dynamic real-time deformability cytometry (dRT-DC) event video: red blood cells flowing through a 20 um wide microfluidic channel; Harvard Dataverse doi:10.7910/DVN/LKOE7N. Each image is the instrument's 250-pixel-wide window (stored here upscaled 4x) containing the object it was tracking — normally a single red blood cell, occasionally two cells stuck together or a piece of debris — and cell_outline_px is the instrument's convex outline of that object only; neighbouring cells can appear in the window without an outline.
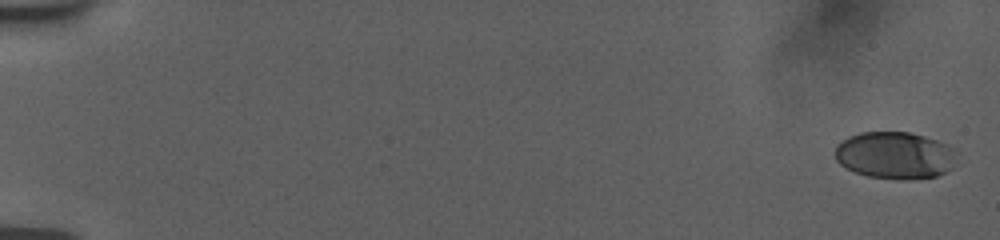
{"species": "human", "species_latin": "Homo sapiens", "temperature_condition": "room temperature", "stored_images_in_passage": 25, "camera_frame_rate_fps": 3000, "um_per_image_px": 0.085, "donor": {"sex": "female"}, "frame": {"image": 1, "passage_image": 1, "time_ms": 0.0, "image_size_px": [1000, 240], "cell_outline_px": [[944, 172], [936, 176], [868, 176], [856, 172], [840, 164], [836, 160], [836, 148], [844, 140], [860, 132], [908, 132], [924, 136], [936, 140], [940, 144]], "centroid_in_image_um": [75.74, 13.14], "position_along_channel_um": 9.3, "area_um2": 29.77}}
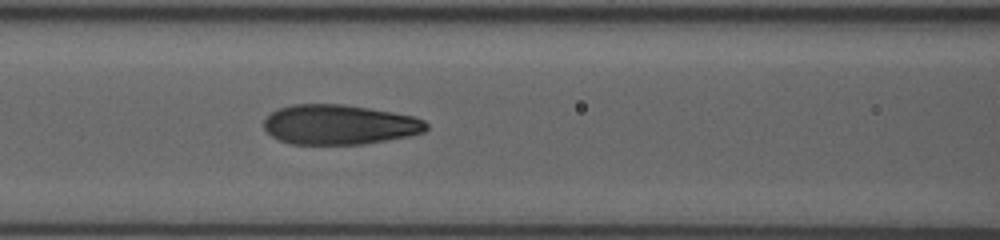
{"frame": {"image": 2, "passage_image": 22, "time_ms": 8.333, "image_size_px": [1000, 240], "cell_outline_px": [[428, 128], [424, 132], [408, 136], [364, 144], [292, 144], [280, 140], [272, 136], [264, 128], [264, 120], [272, 112], [280, 108], [292, 104], [344, 104], [368, 108], [412, 116], [424, 120], [428, 124]], "centroid_in_image_um": [28.84, 10.59], "position_along_channel_um": 137.8, "area_um2": 37.51}}
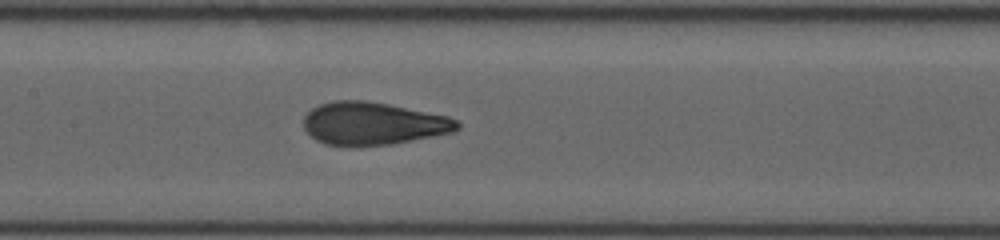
{"frame": {"image": 3, "passage_image": 25, "time_ms": 9.333, "image_size_px": [1000, 240], "cell_outline_px": [[460, 128], [452, 132], [392, 144], [360, 148], [348, 148], [324, 144], [316, 140], [304, 128], [304, 116], [312, 108], [320, 104], [336, 100], [364, 100], [388, 104], [448, 116], [460, 120]], "centroid_in_image_um": [31.69, 10.53], "position_along_channel_um": 175.7, "area_um2": 38.84}}